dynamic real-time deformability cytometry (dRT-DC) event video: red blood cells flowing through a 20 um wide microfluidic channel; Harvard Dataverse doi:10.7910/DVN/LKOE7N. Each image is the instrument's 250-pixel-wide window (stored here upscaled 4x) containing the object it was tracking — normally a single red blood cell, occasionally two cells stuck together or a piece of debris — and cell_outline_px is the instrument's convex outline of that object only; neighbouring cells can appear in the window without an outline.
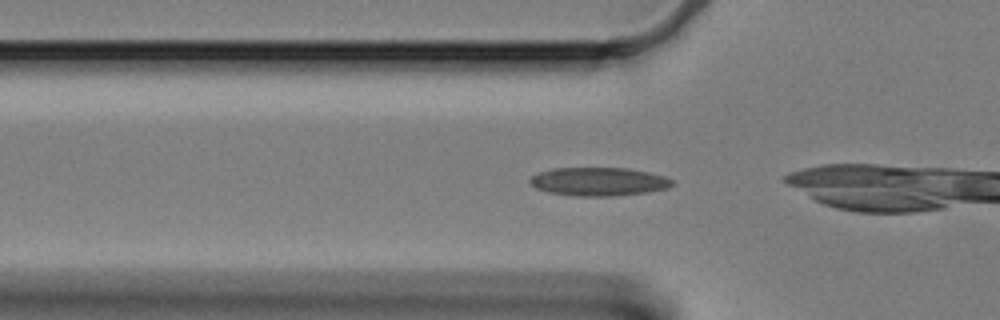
{"species": "Egyptian fruit bat (a non-hibernating species)", "species_latin": "Rousettus aegyptiacus", "temperature_condition": "cold", "stored_images_in_passage": 37, "camera_frame_rate_fps": 3000, "um_per_image_px": 0.085, "animal": {"sex": "female"}, "frame": {"image": 1, "passage_image": 8, "time_ms": 2.333, "image_size_px": [1000, 320], "cell_outline_px": [[676, 184], [668, 188], [648, 192], [616, 196], [576, 196], [548, 192], [536, 188], [528, 184], [528, 180], [532, 176], [540, 172], [552, 168], [628, 168], [648, 172], [664, 176], [672, 180]], "centroid_in_image_um": [50.89, 15.44], "position_along_channel_um": 74.9, "area_um2": 23.76}}
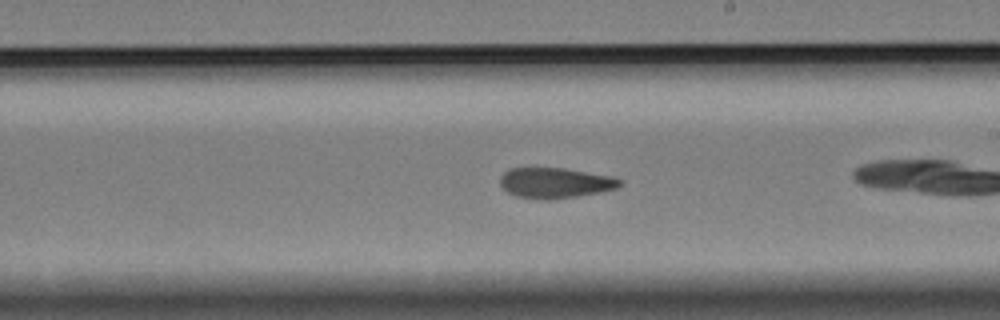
{"frame": {"image": 2, "passage_image": 23, "time_ms": 7.333, "image_size_px": [1000, 320], "cell_outline_px": [[624, 184], [620, 188], [600, 192], [552, 200], [536, 200], [516, 196], [508, 192], [500, 184], [500, 176], [508, 168], [564, 168], [612, 176], [624, 180]], "centroid_in_image_um": [47.23, 15.55], "position_along_channel_um": 241.8, "area_um2": 21.62}}
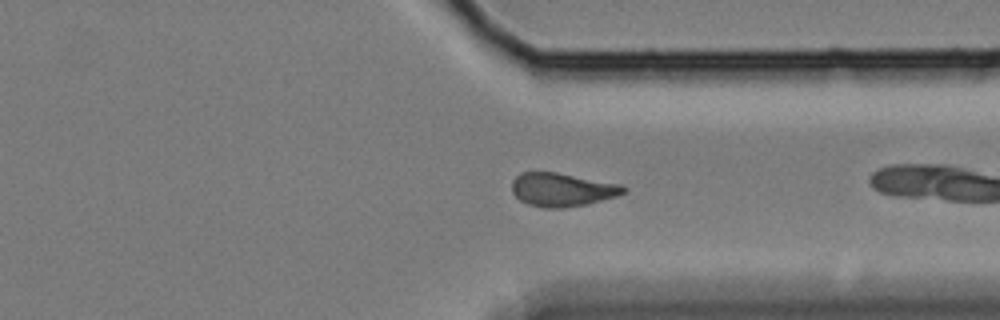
{"frame": {"image": 3, "passage_image": 34, "time_ms": 11.0, "image_size_px": [1000, 320], "cell_outline_px": [[628, 188], [624, 192], [616, 196], [588, 204], [564, 208], [544, 208], [528, 204], [520, 200], [512, 192], [512, 180], [520, 172], [556, 172], [624, 184]], "centroid_in_image_um": [47.8, 16.11], "position_along_channel_um": 363.6, "area_um2": 22.02}}